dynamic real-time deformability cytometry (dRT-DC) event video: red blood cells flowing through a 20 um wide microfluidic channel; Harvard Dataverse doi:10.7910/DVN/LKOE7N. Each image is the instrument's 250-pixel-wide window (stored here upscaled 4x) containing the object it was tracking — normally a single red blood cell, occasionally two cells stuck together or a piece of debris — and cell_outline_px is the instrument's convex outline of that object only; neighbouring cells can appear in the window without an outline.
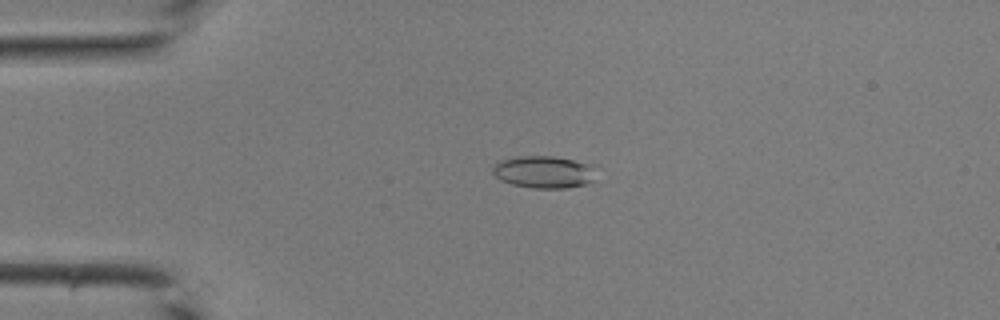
{"species": "common noctule bat (a hibernating species)", "species_latin": "Nyctalus noctula", "temperature_condition": "room temperature", "stored_images_in_passage": 42, "camera_frame_rate_fps": 3000, "um_per_image_px": 0.085, "animal": {"sex": "male", "body_mass_g": 19.0, "forearm_length_mm": 50.8}, "frame": {"image": 1, "passage_image": 10, "time_ms": 3.0, "image_size_px": [1000, 320], "cell_outline_px": [[592, 180], [584, 184], [568, 188], [536, 188], [512, 184], [500, 180], [492, 172], [492, 168], [500, 160], [520, 156], [552, 156], [572, 160], [588, 164]], "centroid_in_image_um": [46.12, 14.62], "position_along_channel_um": 38.9, "area_um2": 18.79}}
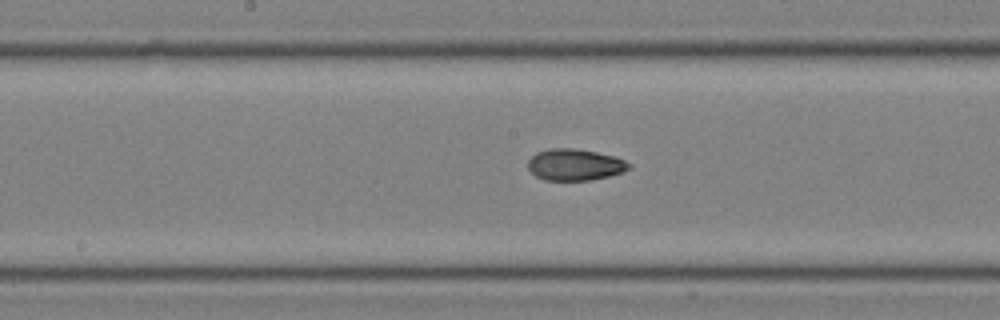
{"frame": {"image": 2, "passage_image": 22, "time_ms": 7.0, "image_size_px": [1000, 320], "cell_outline_px": [[632, 168], [624, 172], [592, 180], [544, 180], [536, 176], [528, 168], [528, 160], [536, 152], [548, 148], [576, 148], [596, 152], [612, 156], [624, 160], [632, 164]], "centroid_in_image_um": [48.87, 14.0], "position_along_channel_um": 199.3, "area_um2": 18.67}}
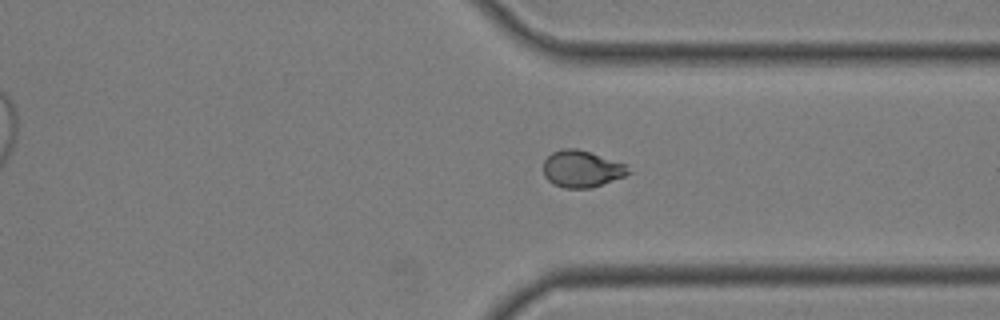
{"frame": {"image": 3, "passage_image": 32, "time_ms": 10.333, "image_size_px": [1000, 320], "cell_outline_px": [[632, 172], [624, 176], [592, 188], [564, 188], [552, 184], [544, 176], [544, 160], [552, 152], [560, 148], [576, 148], [628, 164]], "centroid_in_image_um": [49.46, 14.35], "position_along_channel_um": 361.9, "area_um2": 18.44}}